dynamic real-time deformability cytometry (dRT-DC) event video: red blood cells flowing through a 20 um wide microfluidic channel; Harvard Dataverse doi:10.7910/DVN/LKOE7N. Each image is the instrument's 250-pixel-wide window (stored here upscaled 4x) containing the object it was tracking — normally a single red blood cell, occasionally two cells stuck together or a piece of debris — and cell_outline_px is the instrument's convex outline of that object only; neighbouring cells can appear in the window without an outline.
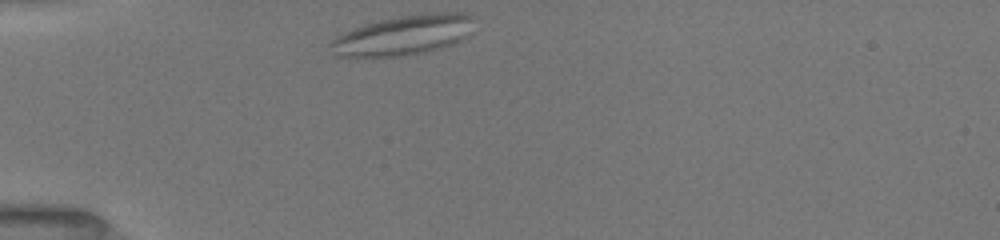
{"species": "common noctule bat (a hibernating species)", "species_latin": "Nyctalus noctula", "temperature_condition": "room temperature", "stored_images_in_passage": 6, "camera_frame_rate_fps": 3000, "um_per_image_px": 0.085, "animal": {"sex": "female", "body_mass_g": 19.5, "forearm_length_mm": 54.1}, "frame": {"image": 1, "passage_image": 1, "time_ms": 0.0, "image_size_px": [1000, 240], "cell_outline_px": [[472, 16], [464, 36], [460, 40], [452, 44], [440, 48], [408, 56], [332, 56], [328, 44], [336, 36], [344, 32], [380, 20], [404, 16], [440, 12], [464, 12]], "centroid_in_image_um": [34.2, 3.01], "position_along_channel_um": 50.8, "area_um2": 32.54}}
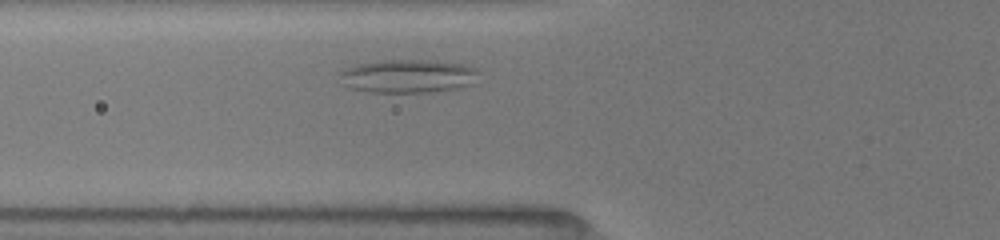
{"frame": {"image": 2, "passage_image": 3, "time_ms": 1.667, "image_size_px": [1000, 240], "cell_outline_px": [[480, 72], [464, 88], [428, 92], [368, 92], [348, 88], [344, 84], [340, 72], [344, 68], [360, 64], [384, 60], [436, 60], [464, 64], [476, 68]], "centroid_in_image_um": [34.69, 6.47], "position_along_channel_um": 91.1, "area_um2": 27.05}}
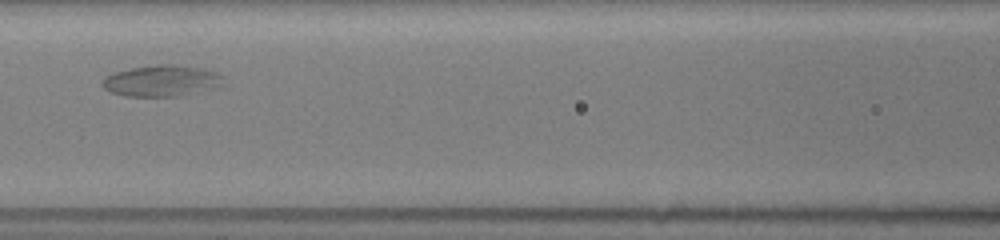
{"frame": {"image": 3, "passage_image": 5, "time_ms": 3.333, "image_size_px": [1000, 240], "cell_outline_px": [[224, 76], [220, 84], [212, 88], [196, 92], [176, 96], [124, 96], [112, 92], [104, 88], [100, 84], [108, 76], [116, 72], [132, 68], [156, 64], [172, 64], [200, 68], [216, 72]], "centroid_in_image_um": [13.72, 6.86], "position_along_channel_um": 152.9, "area_um2": 21.62}}